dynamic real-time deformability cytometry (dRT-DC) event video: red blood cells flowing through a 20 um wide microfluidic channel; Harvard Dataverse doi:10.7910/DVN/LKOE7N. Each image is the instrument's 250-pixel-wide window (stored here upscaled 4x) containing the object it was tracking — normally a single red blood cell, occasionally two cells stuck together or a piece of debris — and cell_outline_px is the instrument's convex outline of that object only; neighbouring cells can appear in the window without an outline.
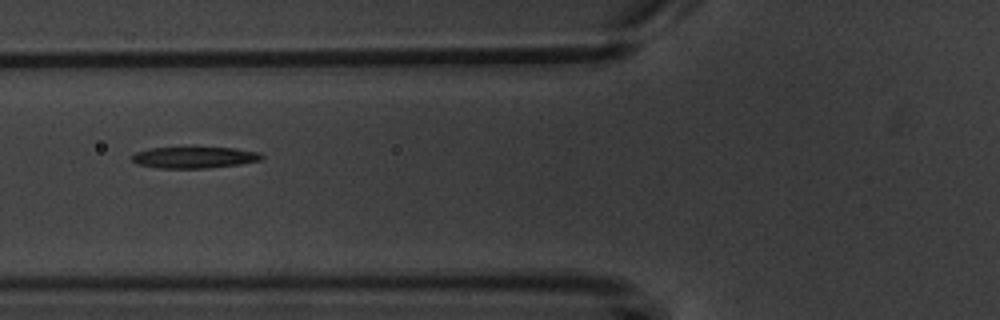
{"species": "common noctule bat (a hibernating species)", "species_latin": "Nyctalus noctula", "temperature_condition": "warm", "stored_images_in_passage": 5, "camera_frame_rate_fps": 3000, "um_per_image_px": 0.085, "animal": {"sex": "male", "body_mass_g": 20.1, "forearm_length_mm": 53.5}, "frame": {"image": 1, "passage_image": 3, "time_ms": 2.333, "image_size_px": [1000, 320], "cell_outline_px": [[264, 156], [260, 160], [240, 164], [208, 168], [156, 168], [136, 164], [132, 160], [132, 156], [136, 152], [148, 148], [236, 148], [260, 152]], "centroid_in_image_um": [16.51, 13.39], "position_along_channel_um": 109.3, "area_um2": 16.13}}
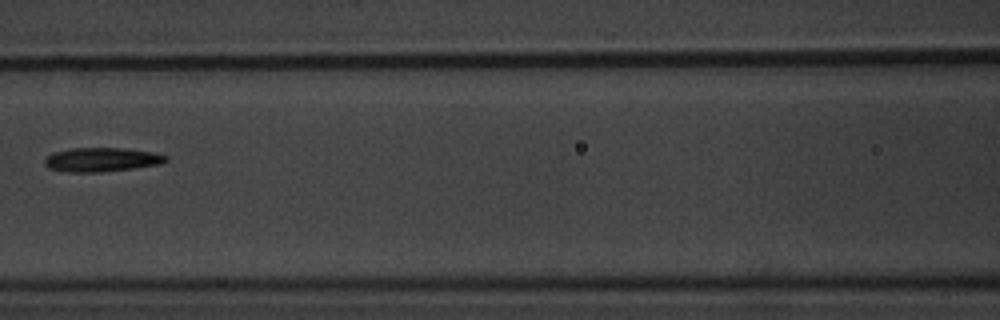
{"frame": {"image": 2, "passage_image": 4, "time_ms": 3.667, "image_size_px": [1000, 320], "cell_outline_px": [[168, 160], [160, 164], [132, 168], [100, 172], [68, 172], [48, 168], [44, 164], [44, 160], [48, 156], [56, 152], [72, 148], [124, 148], [152, 152], [168, 156]], "centroid_in_image_um": [8.64, 13.57], "position_along_channel_um": 158.0, "area_um2": 16.82}}
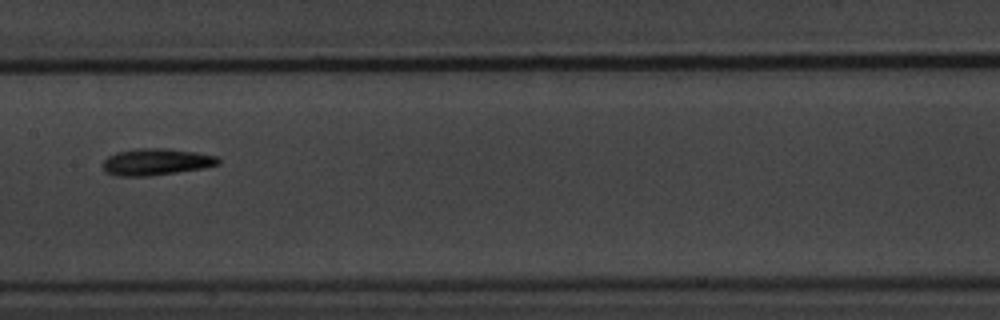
{"frame": {"image": 3, "passage_image": 5, "time_ms": 4.667, "image_size_px": [1000, 320], "cell_outline_px": [[220, 164], [204, 168], [148, 176], [116, 176], [104, 172], [104, 160], [108, 156], [116, 152], [140, 148], [168, 148], [196, 152], [216, 156], [220, 160]], "centroid_in_image_um": [13.27, 13.76], "position_along_channel_um": 194.1, "area_um2": 17.98}}